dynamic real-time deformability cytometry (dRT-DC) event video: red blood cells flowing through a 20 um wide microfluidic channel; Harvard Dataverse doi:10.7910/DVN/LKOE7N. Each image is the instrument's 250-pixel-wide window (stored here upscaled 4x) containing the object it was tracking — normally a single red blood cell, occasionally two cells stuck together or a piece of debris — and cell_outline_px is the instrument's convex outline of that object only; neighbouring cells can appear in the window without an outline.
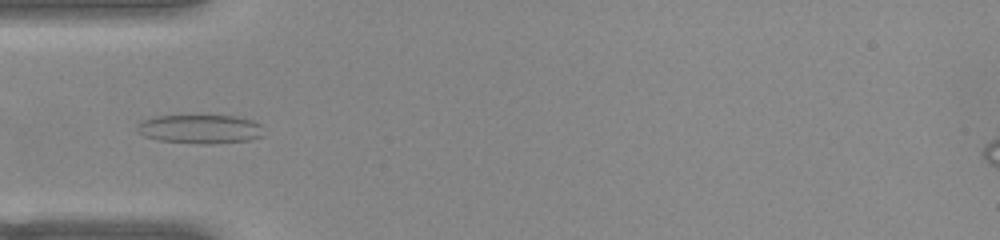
{"species": "common noctule bat (a hibernating species)", "species_latin": "Nyctalus noctula", "temperature_condition": "warm", "stored_images_in_passage": 44, "camera_frame_rate_fps": 3000, "um_per_image_px": 0.085, "animal": {"sex": "female", "body_mass_g": 22.0, "forearm_length_mm": 56.7}, "frame": {"image": 1, "passage_image": 8, "time_ms": 2.333, "image_size_px": [1000, 240], "cell_outline_px": [[260, 136], [248, 140], [212, 144], [204, 144], [160, 140], [144, 136], [136, 132], [136, 128], [140, 120], [156, 116], [236, 116], [252, 120], [260, 124]], "centroid_in_image_um": [16.94, 10.96], "position_along_channel_um": 68.1, "area_um2": 21.1}}
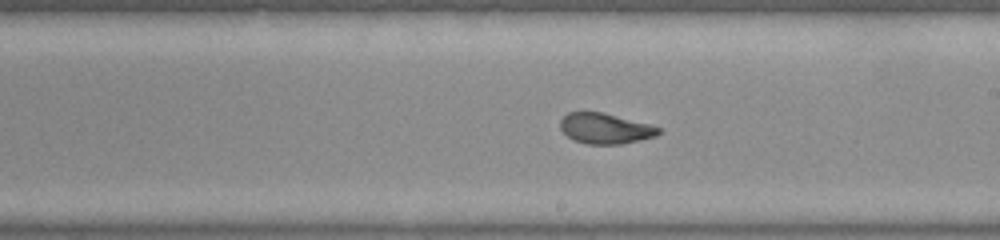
{"frame": {"image": 2, "passage_image": 21, "time_ms": 6.667, "image_size_px": [1000, 240], "cell_outline_px": [[660, 132], [656, 136], [640, 140], [620, 144], [588, 144], [572, 140], [560, 128], [560, 120], [568, 112], [600, 112], [652, 124], [660, 128]], "centroid_in_image_um": [51.45, 10.92], "position_along_channel_um": 237.6, "area_um2": 17.46}}
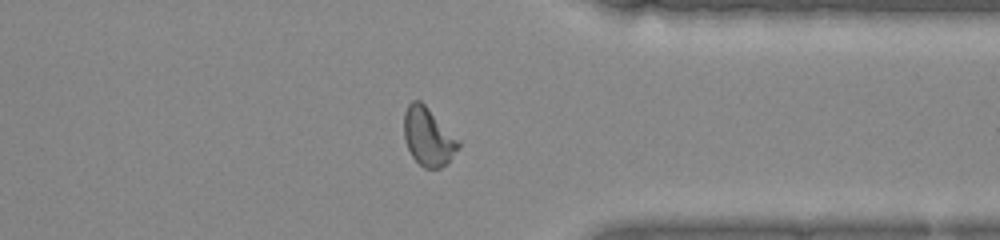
{"frame": {"image": 3, "passage_image": 32, "time_ms": 10.333, "image_size_px": [1000, 240], "cell_outline_px": [[460, 144], [448, 164], [440, 168], [424, 168], [412, 156], [404, 140], [404, 112], [408, 104], [412, 100], [420, 100], [460, 140]], "centroid_in_image_um": [36.39, 11.62], "position_along_channel_um": 375.0, "area_um2": 18.44}, "authors_computed_cell_mechanics": {"area_um2": 18.3226, "velocity_mm_per_s": 3.9088, "shape_relaxation_time_tau1_ms": 3.8841, "shape_relaxation_time_tau2_ms": 1.0614, "deformation_change_tau1": 0.1846, "deformation_change_tau2": 0.0766}}